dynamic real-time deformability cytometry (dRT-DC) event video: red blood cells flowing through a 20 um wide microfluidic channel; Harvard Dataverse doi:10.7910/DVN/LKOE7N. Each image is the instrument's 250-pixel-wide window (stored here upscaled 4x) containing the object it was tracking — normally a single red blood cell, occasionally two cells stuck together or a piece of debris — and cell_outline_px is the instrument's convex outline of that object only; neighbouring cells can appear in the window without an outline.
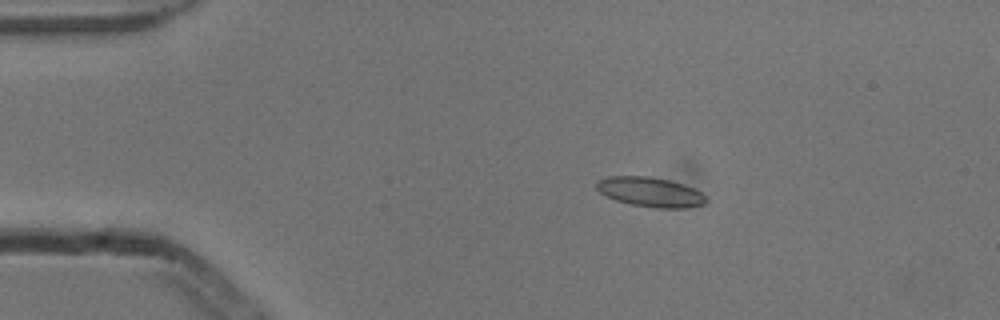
{"species": "common noctule bat (a hibernating species)", "species_latin": "Nyctalus noctula", "temperature_condition": "cold", "stored_images_in_passage": 4, "camera_frame_rate_fps": 3000, "um_per_image_px": 0.085, "animal": {"sex": "male", "body_mass_g": 13.3}, "frame": {"image": 1, "passage_image": 3, "time_ms": 0.667, "image_size_px": [1000, 320], "cell_outline_px": [[708, 200], [704, 204], [684, 208], [652, 208], [632, 204], [616, 200], [600, 192], [596, 188], [596, 180], [608, 176], [648, 176], [668, 180], [684, 184], [700, 192]], "centroid_in_image_um": [55.26, 16.32], "position_along_channel_um": 29.7, "area_um2": 18.84}}